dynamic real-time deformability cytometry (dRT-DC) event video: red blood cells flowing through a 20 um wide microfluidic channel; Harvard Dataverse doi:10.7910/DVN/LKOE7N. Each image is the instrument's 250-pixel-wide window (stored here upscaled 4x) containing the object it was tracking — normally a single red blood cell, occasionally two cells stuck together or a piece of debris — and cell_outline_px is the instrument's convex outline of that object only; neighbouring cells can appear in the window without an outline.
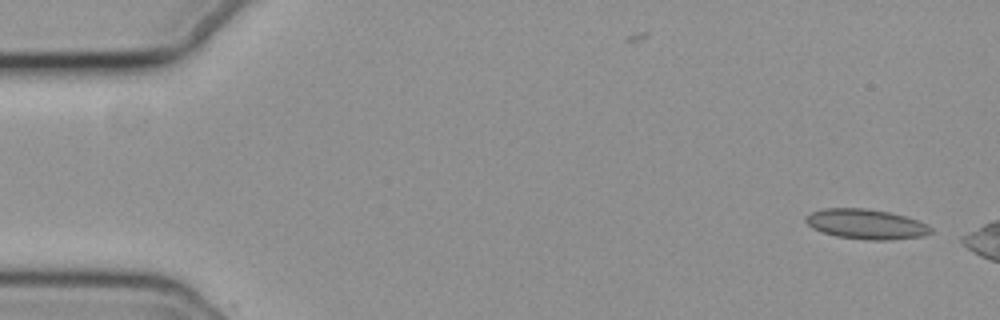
{"species": "common noctule bat (a hibernating species)", "species_latin": "Nyctalus noctula", "temperature_condition": "cold", "stored_images_in_passage": 8, "camera_frame_rate_fps": 3000, "um_per_image_px": 0.085, "animal": {"sex": "female", "body_mass_g": 19.3, "forearm_length_mm": 54.1}, "frame": {"image": 1, "passage_image": 1, "time_ms": 0.0, "image_size_px": [1000, 320], "cell_outline_px": [[932, 232], [924, 236], [888, 240], [868, 240], [836, 236], [812, 228], [804, 220], [812, 212], [824, 208], [868, 208], [888, 212], [904, 216], [916, 220], [932, 228]], "centroid_in_image_um": [73.61, 19.05], "position_along_channel_um": 11.4, "area_um2": 21.62}}